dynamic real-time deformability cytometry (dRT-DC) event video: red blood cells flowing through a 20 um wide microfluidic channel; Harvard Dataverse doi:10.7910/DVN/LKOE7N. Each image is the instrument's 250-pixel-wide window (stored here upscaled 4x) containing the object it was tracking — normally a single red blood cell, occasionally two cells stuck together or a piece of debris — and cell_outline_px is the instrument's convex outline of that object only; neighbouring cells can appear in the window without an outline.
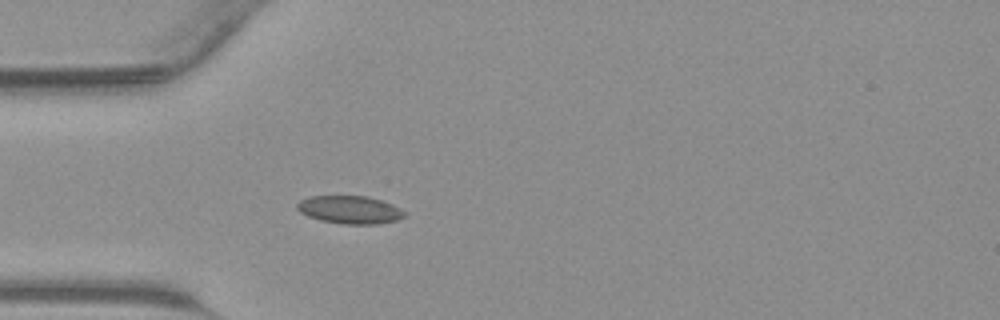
{"species": "common noctule bat (a hibernating species)", "species_latin": "Nyctalus noctula", "temperature_condition": "warm", "stored_images_in_passage": 34, "camera_frame_rate_fps": 3000, "um_per_image_px": 0.085, "animal": {"sex": "male", "body_mass_g": 23.1, "forearm_length_mm": 52.7}, "frame": {"image": 1, "passage_image": 5, "time_ms": 1.333, "image_size_px": [1000, 320], "cell_outline_px": [[404, 216], [396, 220], [376, 224], [344, 224], [320, 220], [308, 216], [300, 212], [296, 208], [296, 204], [300, 200], [312, 196], [368, 196], [384, 200], [400, 208], [404, 212]], "centroid_in_image_um": [29.73, 17.82], "position_along_channel_um": 55.3, "area_um2": 17.46}}
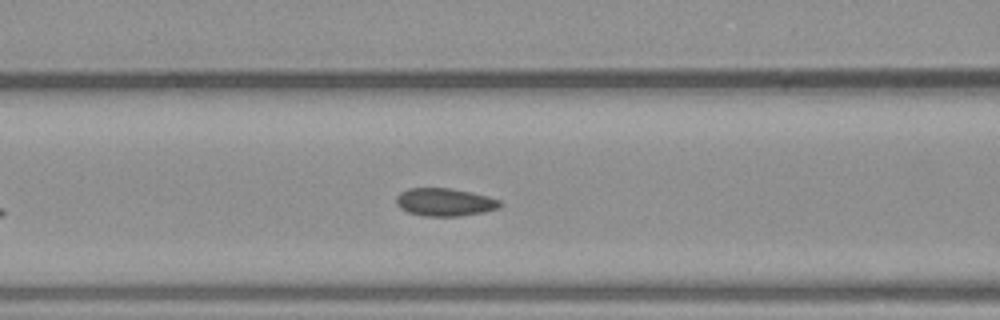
{"frame": {"image": 2, "passage_image": 10, "time_ms": 3.0, "image_size_px": [1000, 320], "cell_outline_px": [[504, 204], [496, 208], [484, 212], [460, 216], [424, 216], [408, 212], [400, 208], [396, 204], [396, 196], [400, 192], [408, 188], [452, 188], [472, 192], [488, 196], [500, 200]], "centroid_in_image_um": [37.8, 17.17], "position_along_channel_um": 128.8, "area_um2": 16.99}}
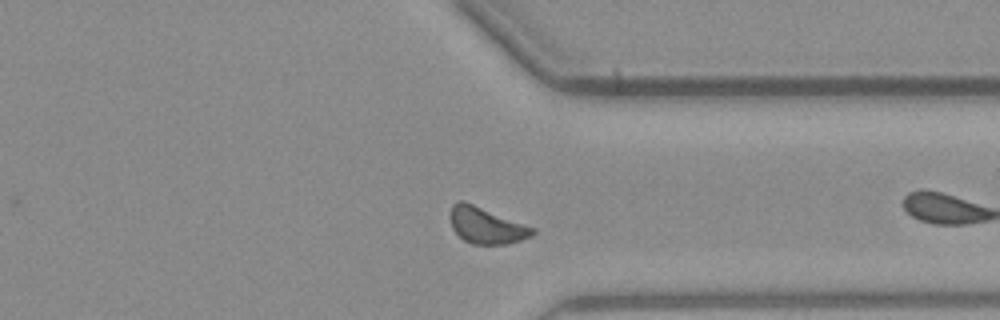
{"frame": {"image": 3, "passage_image": 23, "time_ms": 7.333, "image_size_px": [1000, 320], "cell_outline_px": [[536, 232], [532, 236], [508, 244], [472, 244], [464, 240], [452, 228], [448, 216], [448, 212], [452, 204], [456, 200], [464, 200], [536, 228]], "centroid_in_image_um": [41.31, 19.14], "position_along_channel_um": 370.1, "area_um2": 17.8}}